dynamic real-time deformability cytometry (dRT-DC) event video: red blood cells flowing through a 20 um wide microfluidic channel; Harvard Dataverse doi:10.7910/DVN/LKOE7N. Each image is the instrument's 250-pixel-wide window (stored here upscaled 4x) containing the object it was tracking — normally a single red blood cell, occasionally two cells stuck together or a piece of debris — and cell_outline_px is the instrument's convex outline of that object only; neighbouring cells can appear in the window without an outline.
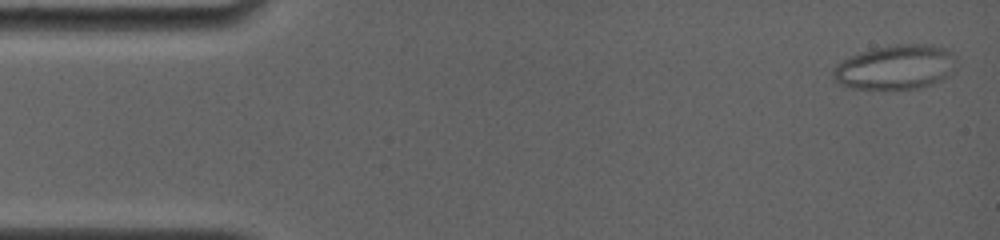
{"species": "common noctule bat (a hibernating species)", "species_latin": "Nyctalus noctula", "temperature_condition": "room temperature", "stored_images_in_passage": 80, "camera_frame_rate_fps": 4000, "um_per_image_px": 0.085, "animal": {"sex": "female", "body_mass_g": 19.0, "forearm_length_mm": 56.7}, "frame": {"image": 1, "passage_image": 2, "time_ms": 0.25, "image_size_px": [1000, 240], "cell_outline_px": [[956, 60], [944, 76], [940, 80], [932, 84], [916, 88], [852, 88], [840, 84], [832, 76], [832, 68], [836, 64], [860, 52], [876, 48], [896, 44], [932, 44], [948, 48]], "centroid_in_image_um": [76.08, 5.69], "position_along_channel_um": 8.9, "area_um2": 31.33}}
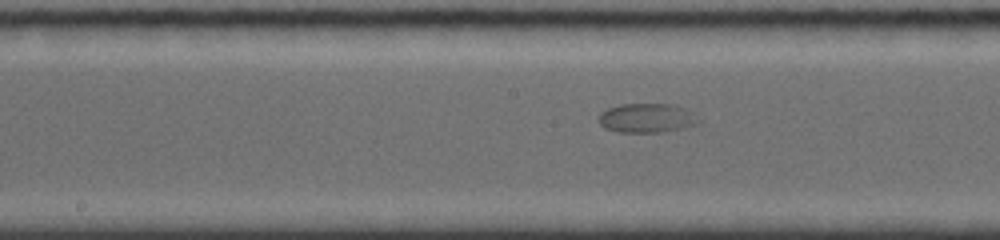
{"frame": {"image": 2, "passage_image": 45, "time_ms": 8.5, "image_size_px": [1000, 240], "cell_outline_px": [[704, 120], [696, 124], [664, 132], [616, 132], [604, 128], [600, 124], [600, 112], [608, 108], [620, 104], [676, 104], [696, 112]], "centroid_in_image_um": [55.06, 10.02], "position_along_channel_um": 193.1, "area_um2": 17.4}}
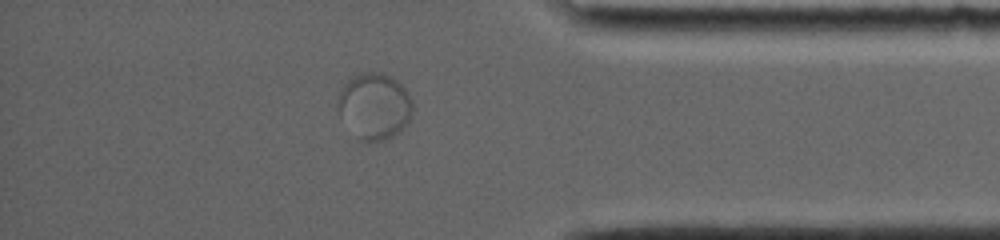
{"frame": {"image": 3, "passage_image": 71, "time_ms": 14.5, "image_size_px": [1000, 240], "cell_outline_px": [[412, 112], [408, 124], [400, 132], [388, 140], [356, 140], [340, 116], [336, 108], [336, 100], [344, 84], [352, 76], [360, 72], [380, 72], [392, 76], [408, 92], [412, 100]], "centroid_in_image_um": [31.81, 9.03], "position_along_channel_um": 403.4, "area_um2": 29.48}}